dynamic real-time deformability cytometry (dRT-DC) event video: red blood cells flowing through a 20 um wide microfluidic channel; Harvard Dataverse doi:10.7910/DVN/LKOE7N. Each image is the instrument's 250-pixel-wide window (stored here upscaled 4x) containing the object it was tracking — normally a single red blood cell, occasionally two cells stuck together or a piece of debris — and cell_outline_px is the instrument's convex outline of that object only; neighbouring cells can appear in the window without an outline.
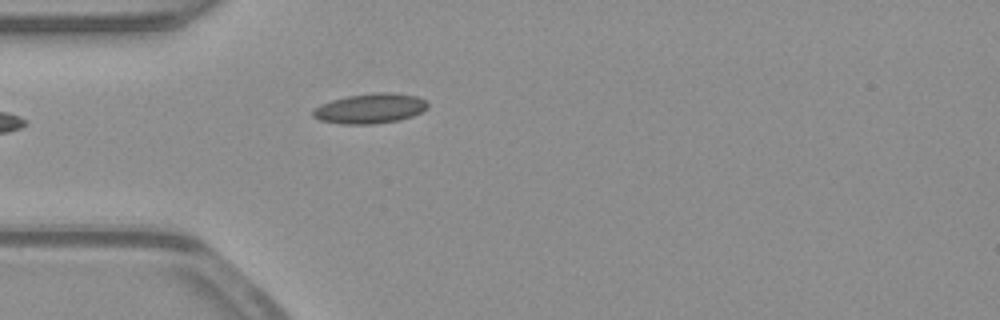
{"species": "common noctule bat (a hibernating species)", "species_latin": "Nyctalus noctula", "temperature_condition": "warm", "stored_images_in_passage": 23, "camera_frame_rate_fps": 3000, "um_per_image_px": 0.085, "animal": {"sex": "male", "body_mass_g": 23.1, "forearm_length_mm": 52.7}, "frame": {"image": 1, "passage_image": 1, "time_ms": 0.0, "image_size_px": [1000, 320], "cell_outline_px": [[428, 108], [412, 116], [400, 120], [372, 124], [340, 124], [320, 120], [312, 116], [312, 108], [320, 104], [332, 100], [348, 96], [372, 92], [392, 92], [416, 96], [424, 100], [428, 104]], "centroid_in_image_um": [31.43, 9.22], "position_along_channel_um": 53.6, "area_um2": 20.17}}
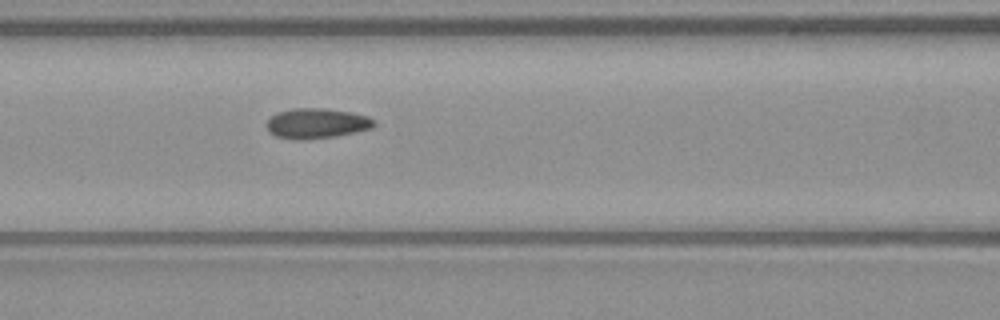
{"frame": {"image": 2, "passage_image": 8, "time_ms": 2.333, "image_size_px": [1000, 320], "cell_outline_px": [[376, 124], [372, 128], [356, 132], [336, 136], [304, 140], [292, 140], [276, 136], [268, 132], [268, 120], [276, 112], [292, 108], [328, 108], [352, 112], [368, 116], [376, 120]], "centroid_in_image_um": [26.94, 10.48], "position_along_channel_um": 139.7, "area_um2": 19.19}}
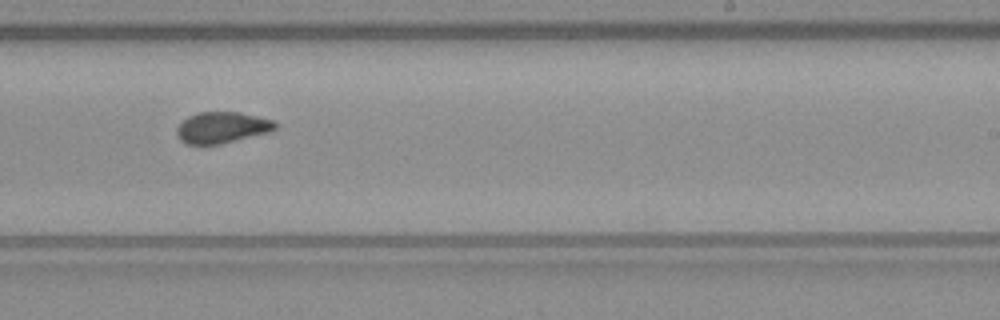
{"frame": {"image": 3, "passage_image": 18, "time_ms": 5.667, "image_size_px": [1000, 320], "cell_outline_px": [[276, 128], [272, 132], [220, 144], [184, 144], [180, 140], [176, 132], [176, 128], [188, 116], [200, 112], [240, 112], [272, 120], [276, 124]], "centroid_in_image_um": [18.87, 10.85], "position_along_channel_um": 270.1, "area_um2": 17.92}}